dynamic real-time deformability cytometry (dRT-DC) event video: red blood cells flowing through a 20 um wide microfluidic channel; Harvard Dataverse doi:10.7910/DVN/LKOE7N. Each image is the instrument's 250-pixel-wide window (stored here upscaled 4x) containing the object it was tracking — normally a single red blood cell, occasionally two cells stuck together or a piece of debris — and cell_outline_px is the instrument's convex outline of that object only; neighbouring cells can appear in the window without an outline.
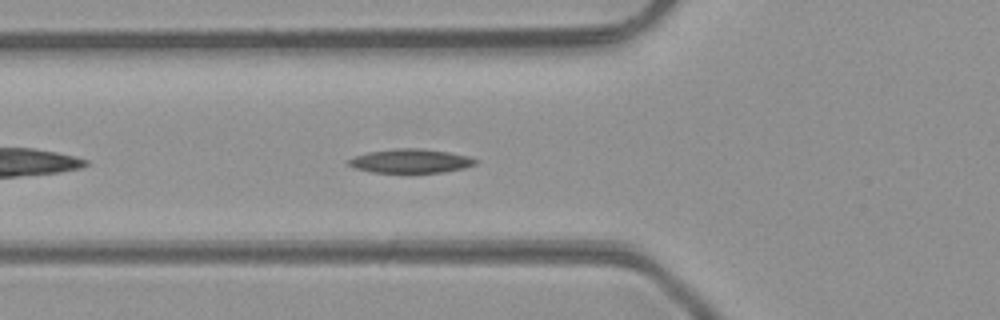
{"species": "common noctule bat (a hibernating species)", "species_latin": "Nyctalus noctula", "temperature_condition": "room temperature", "stored_images_in_passage": 35, "camera_frame_rate_fps": 3000, "um_per_image_px": 0.085, "animal": {"sex": "male", "body_mass_g": 23.1, "forearm_length_mm": 52.7}, "frame": {"image": 1, "passage_image": 3, "time_ms": 0.667, "image_size_px": [1000, 320], "cell_outline_px": [[480, 160], [476, 164], [464, 168], [444, 172], [372, 172], [356, 168], [348, 164], [348, 160], [356, 156], [368, 152], [396, 148], [420, 148], [448, 152], [468, 156]], "centroid_in_image_um": [34.95, 13.68], "position_along_channel_um": 90.9, "area_um2": 17.57}}
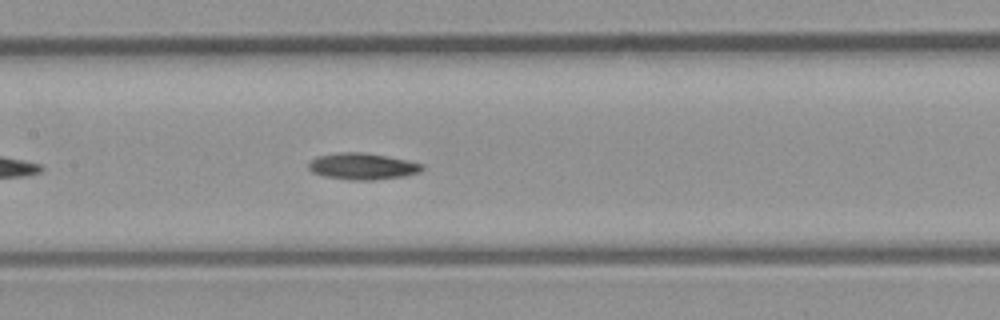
{"frame": {"image": 2, "passage_image": 9, "time_ms": 2.667, "image_size_px": [1000, 320], "cell_outline_px": [[424, 168], [420, 172], [404, 176], [372, 180], [352, 180], [324, 176], [312, 172], [308, 168], [308, 164], [316, 156], [340, 152], [360, 152], [408, 160], [424, 164]], "centroid_in_image_um": [30.81, 14.14], "position_along_channel_um": 176.6, "area_um2": 17.46}}
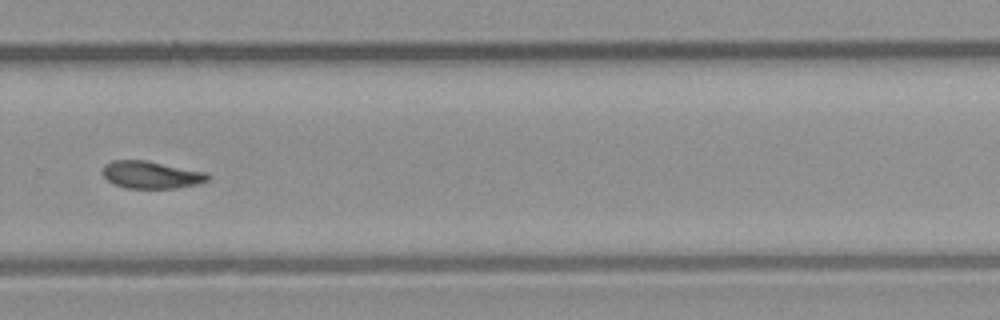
{"frame": {"image": 3, "passage_image": 19, "time_ms": 6.0, "image_size_px": [1000, 320], "cell_outline_px": [[212, 176], [208, 180], [196, 184], [176, 188], [124, 188], [108, 180], [104, 176], [104, 164], [112, 160], [144, 160], [208, 172]], "centroid_in_image_um": [12.89, 14.85], "position_along_channel_um": 316.9, "area_um2": 16.7}, "authors_computed_cell_mechanics": {"area_um2": 17.1666, "velocity_mm_per_s": 4.2379, "shape_relaxation_time_tau1_ms": 8.1113, "shape_relaxation_time_tau2_ms": null, "deformation_change_tau1": 0.1674, "deformation_change_tau2": null}}